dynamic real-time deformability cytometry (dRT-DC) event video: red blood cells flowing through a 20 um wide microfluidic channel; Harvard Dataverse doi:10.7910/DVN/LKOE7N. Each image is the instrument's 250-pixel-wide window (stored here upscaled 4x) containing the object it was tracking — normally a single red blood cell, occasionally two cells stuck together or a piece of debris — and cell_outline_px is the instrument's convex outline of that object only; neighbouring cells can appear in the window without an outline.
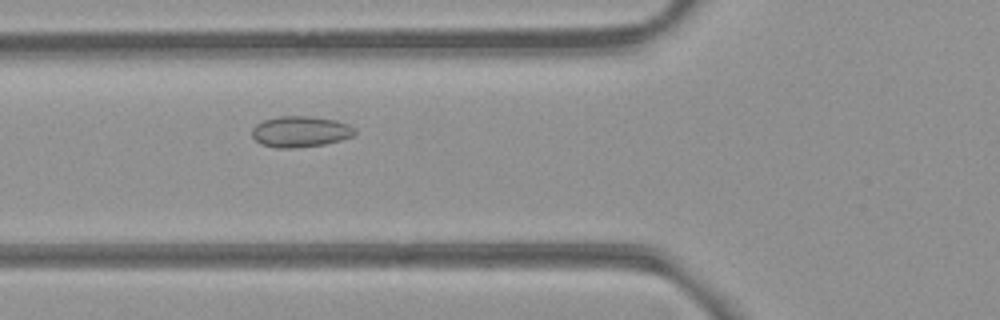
{"species": "common noctule bat (a hibernating species)", "species_latin": "Nyctalus noctula", "temperature_condition": "room temperature", "stored_images_in_passage": 50, "camera_frame_rate_fps": 3000, "um_per_image_px": 0.085, "animal": {"sex": "female", "body_mass_g": 21.9}, "frame": {"image": 1, "passage_image": 17, "time_ms": 5.333, "image_size_px": [1000, 320], "cell_outline_px": [[356, 132], [352, 136], [340, 140], [324, 144], [292, 148], [276, 148], [260, 144], [252, 136], [252, 128], [256, 124], [264, 120], [280, 116], [312, 116], [336, 120], [348, 124]], "centroid_in_image_um": [25.5, 11.18], "position_along_channel_um": 100.3, "area_um2": 18.5}}
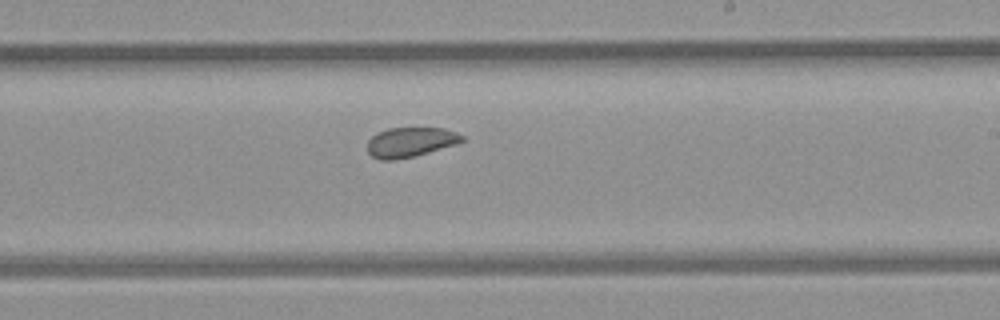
{"frame": {"image": 2, "passage_image": 29, "time_ms": 9.333, "image_size_px": [1000, 320], "cell_outline_px": [[464, 140], [456, 144], [416, 156], [396, 160], [380, 160], [372, 156], [368, 152], [368, 140], [376, 132], [388, 128], [444, 128], [456, 132], [464, 136]], "centroid_in_image_um": [34.87, 12.08], "position_along_channel_um": 254.1, "area_um2": 16.53}}
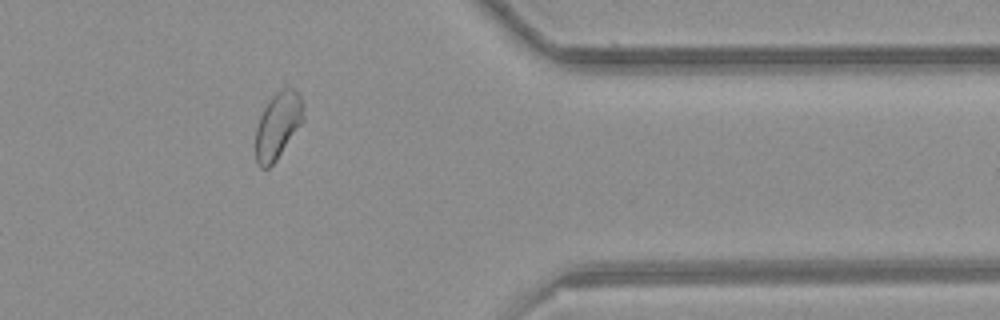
{"frame": {"image": 3, "passage_image": 41, "time_ms": 13.333, "image_size_px": [1000, 320], "cell_outline_px": [[304, 120], [276, 160], [268, 168], [260, 168], [256, 160], [256, 128], [260, 116], [264, 108], [272, 96], [276, 92], [284, 88], [292, 88], [300, 96], [304, 104]], "centroid_in_image_um": [23.63, 10.66], "position_along_channel_um": 387.8, "area_um2": 18.38}, "authors_computed_cell_mechanics": {"area_um2": 18.3804, "velocity_mm_per_s": 3.843, "shape_relaxation_time_tau1_ms": null, "shape_relaxation_time_tau2_ms": 0.8636, "deformation_change_tau1": null, "deformation_change_tau2": 0.049}}